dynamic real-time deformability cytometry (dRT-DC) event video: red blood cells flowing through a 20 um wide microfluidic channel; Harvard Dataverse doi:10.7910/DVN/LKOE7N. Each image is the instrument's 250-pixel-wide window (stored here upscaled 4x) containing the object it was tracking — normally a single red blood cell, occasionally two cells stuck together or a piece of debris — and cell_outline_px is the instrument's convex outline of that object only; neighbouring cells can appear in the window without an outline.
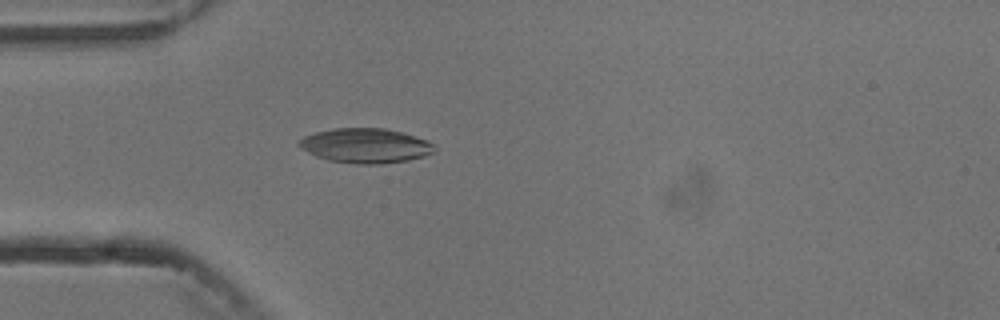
{"species": "common noctule bat (a hibernating species)", "species_latin": "Nyctalus noctula", "temperature_condition": "cold", "stored_images_in_passage": 5, "camera_frame_rate_fps": 3000, "um_per_image_px": 0.085, "animal": {"sex": "male", "body_mass_g": 13.3}, "frame": {"image": 1, "passage_image": 4, "time_ms": 4.333, "image_size_px": [1000, 320], "cell_outline_px": [[436, 152], [424, 156], [408, 160], [380, 164], [356, 164], [328, 160], [316, 156], [300, 148], [296, 144], [304, 136], [316, 132], [332, 128], [384, 128], [400, 132], [428, 140], [436, 144]], "centroid_in_image_um": [31.08, 12.38], "position_along_channel_um": 53.9, "area_um2": 27.51}}